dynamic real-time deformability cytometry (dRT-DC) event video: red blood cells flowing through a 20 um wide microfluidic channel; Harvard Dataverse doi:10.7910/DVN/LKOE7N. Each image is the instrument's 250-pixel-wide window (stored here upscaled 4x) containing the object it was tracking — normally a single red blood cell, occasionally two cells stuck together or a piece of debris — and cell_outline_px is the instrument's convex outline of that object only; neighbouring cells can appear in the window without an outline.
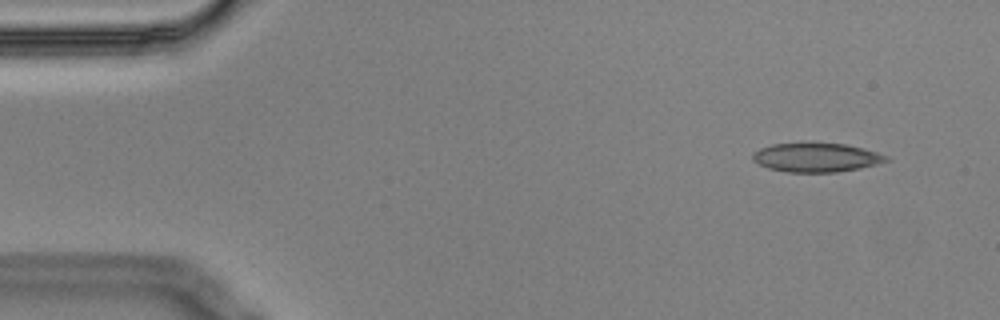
{"species": "Egyptian fruit bat (a non-hibernating species)", "species_latin": "Rousettus aegyptiacus", "temperature_condition": "cold", "stored_images_in_passage": 4, "camera_frame_rate_fps": 3000, "um_per_image_px": 0.085, "animal": {"sex": "male"}, "frame": {"image": 1, "passage_image": 1, "time_ms": 0.0, "image_size_px": [1000, 320], "cell_outline_px": [[888, 160], [876, 164], [860, 168], [836, 172], [788, 172], [768, 168], [752, 160], [752, 152], [760, 148], [772, 144], [848, 144], [864, 148], [888, 156]], "centroid_in_image_um": [69.37, 13.39], "position_along_channel_um": 15.6, "area_um2": 22.25}}
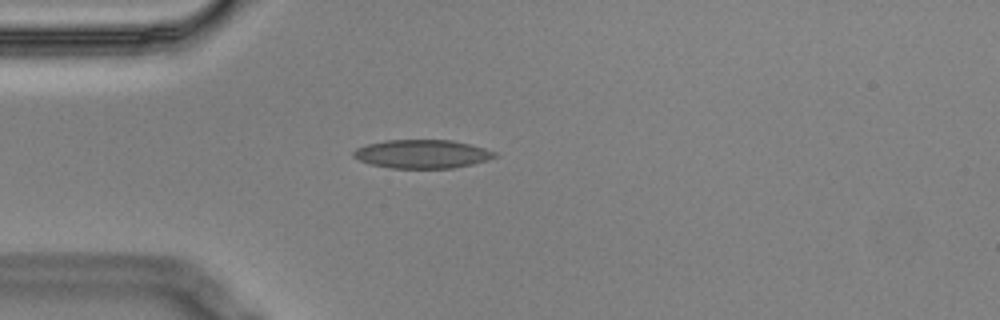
{"frame": {"image": 2, "passage_image": 3, "time_ms": 0.667, "image_size_px": [1000, 320], "cell_outline_px": [[500, 156], [488, 160], [472, 164], [452, 168], [392, 168], [372, 164], [360, 160], [352, 156], [352, 152], [356, 148], [368, 144], [384, 140], [452, 140], [484, 148], [496, 152]], "centroid_in_image_um": [35.9, 13.09], "position_along_channel_um": 49.1, "area_um2": 23.47}}